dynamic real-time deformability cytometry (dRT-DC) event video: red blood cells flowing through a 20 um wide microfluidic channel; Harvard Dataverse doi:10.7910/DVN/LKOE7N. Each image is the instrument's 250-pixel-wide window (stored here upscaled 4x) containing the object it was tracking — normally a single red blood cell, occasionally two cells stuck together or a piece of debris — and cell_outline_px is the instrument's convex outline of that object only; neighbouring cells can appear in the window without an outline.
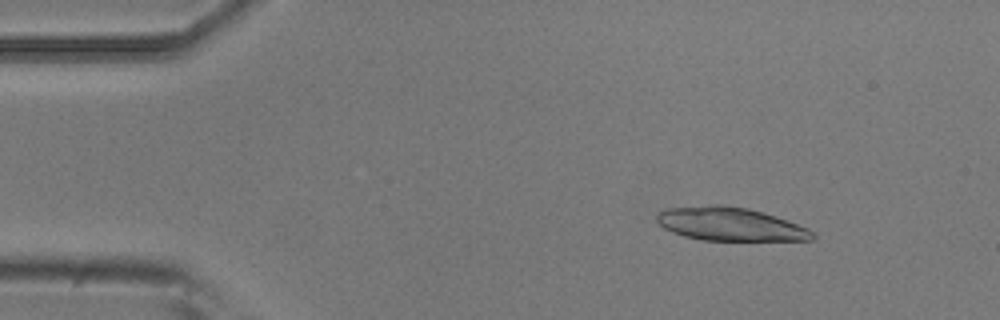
{"species": "common noctule bat (a hibernating species)", "species_latin": "Nyctalus noctula", "temperature_condition": "room temperature", "stored_images_in_passage": 3, "camera_frame_rate_fps": 3000, "um_per_image_px": 0.085, "animal": {"sex": "male", "body_mass_g": 20.5, "forearm_length_mm": 52.5}, "frame": {"image": 1, "passage_image": 2, "time_ms": 0.333, "image_size_px": [1000, 320], "cell_outline_px": [[816, 236], [812, 240], [704, 240], [684, 236], [672, 232], [664, 228], [656, 220], [656, 216], [660, 212], [668, 208], [708, 204], [724, 204], [748, 208], [764, 212], [788, 220], [808, 228], [816, 232]], "centroid_in_image_um": [62.09, 19.04], "position_along_channel_um": 22.9, "area_um2": 30.52}}